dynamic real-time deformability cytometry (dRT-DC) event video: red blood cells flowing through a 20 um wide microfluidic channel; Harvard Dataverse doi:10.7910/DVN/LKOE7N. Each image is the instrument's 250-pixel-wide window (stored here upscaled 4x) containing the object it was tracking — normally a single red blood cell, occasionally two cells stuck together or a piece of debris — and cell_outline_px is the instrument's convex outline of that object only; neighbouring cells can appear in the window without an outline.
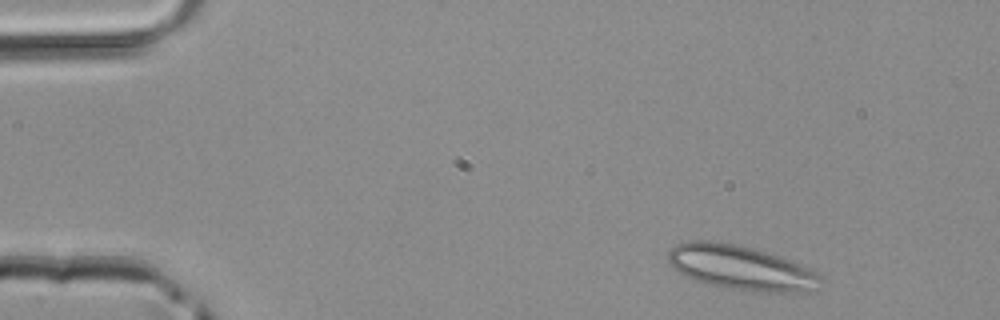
{"species": "common noctule bat (a hibernating species)", "species_latin": "Nyctalus noctula", "temperature_condition": "room temperature", "stored_images_in_passage": 2, "camera_frame_rate_fps": 3000, "um_per_image_px": 0.085, "animal": {"sex": "male", "body_mass_g": 20.4}, "frame": {"image": 1, "passage_image": 1, "time_ms": 0.0, "image_size_px": [1000, 320], "cell_outline_px": [[824, 288], [808, 292], [760, 292], [728, 288], [708, 284], [684, 276], [672, 268], [668, 264], [668, 252], [676, 244], [688, 240], [712, 240], [736, 244], [752, 248], [780, 256], [792, 260], [812, 268], [824, 276]], "centroid_in_image_um": [63.07, 22.76], "position_along_channel_um": 21.9, "area_um2": 40.58}}